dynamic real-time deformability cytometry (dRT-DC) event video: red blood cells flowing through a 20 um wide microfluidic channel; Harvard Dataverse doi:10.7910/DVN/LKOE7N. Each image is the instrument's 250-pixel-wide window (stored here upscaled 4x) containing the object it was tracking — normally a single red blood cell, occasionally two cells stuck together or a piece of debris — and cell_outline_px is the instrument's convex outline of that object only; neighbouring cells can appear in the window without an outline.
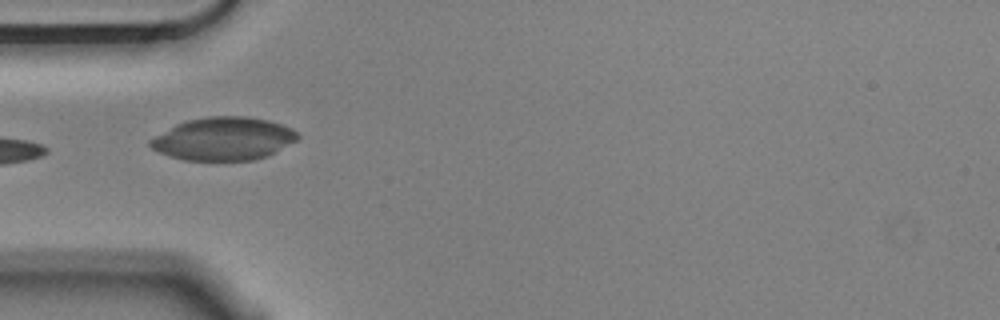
{"species": "Egyptian fruit bat (a non-hibernating species)", "species_latin": "Rousettus aegyptiacus", "temperature_condition": "cold", "stored_images_in_passage": 3, "camera_frame_rate_fps": 3000, "um_per_image_px": 0.085, "animal": {"sex": "male"}, "frame": {"image": 1, "passage_image": 1, "time_ms": 0.0, "image_size_px": [1000, 320], "cell_outline_px": [[300, 136], [296, 140], [264, 156], [252, 160], [184, 160], [168, 156], [152, 148], [148, 144], [148, 140], [176, 124], [184, 120], [208, 116], [244, 116], [268, 120], [292, 128]], "centroid_in_image_um": [18.94, 11.78], "position_along_channel_um": 66.1, "area_um2": 36.59}}
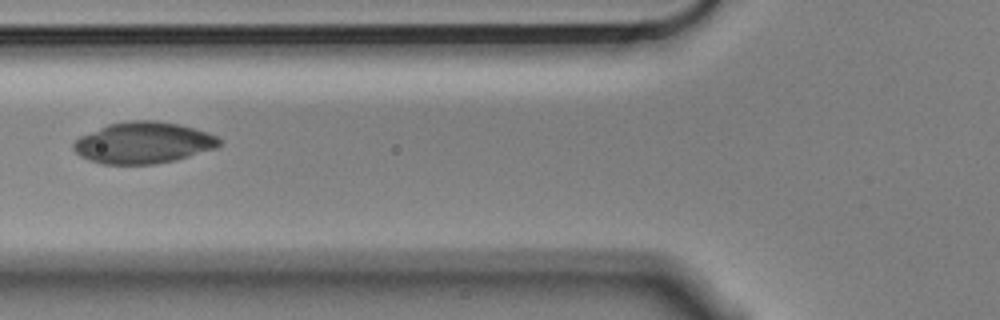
{"frame": {"image": 2, "passage_image": 2, "time_ms": 0.333, "image_size_px": [1000, 320], "cell_outline_px": [[224, 144], [216, 148], [176, 160], [152, 164], [100, 164], [88, 160], [80, 156], [72, 148], [72, 144], [80, 136], [108, 124], [132, 120], [156, 120], [180, 124], [208, 132], [224, 140]], "centroid_in_image_um": [12.21, 12.13], "position_along_channel_um": 113.6, "area_um2": 35.49}}
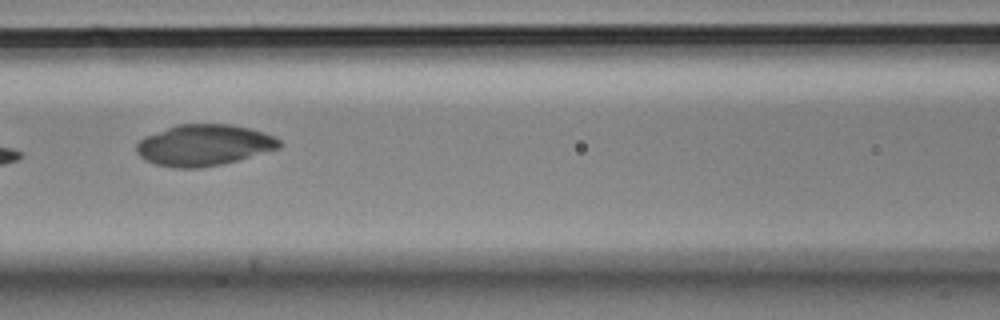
{"frame": {"image": 3, "passage_image": 3, "time_ms": 0.667, "image_size_px": [1000, 320], "cell_outline_px": [[280, 148], [224, 164], [200, 168], [176, 168], [156, 164], [144, 160], [136, 152], [136, 144], [144, 136], [176, 124], [232, 124], [252, 128], [264, 132], [280, 140]], "centroid_in_image_um": [17.32, 12.33], "position_along_channel_um": 149.3, "area_um2": 34.56}}